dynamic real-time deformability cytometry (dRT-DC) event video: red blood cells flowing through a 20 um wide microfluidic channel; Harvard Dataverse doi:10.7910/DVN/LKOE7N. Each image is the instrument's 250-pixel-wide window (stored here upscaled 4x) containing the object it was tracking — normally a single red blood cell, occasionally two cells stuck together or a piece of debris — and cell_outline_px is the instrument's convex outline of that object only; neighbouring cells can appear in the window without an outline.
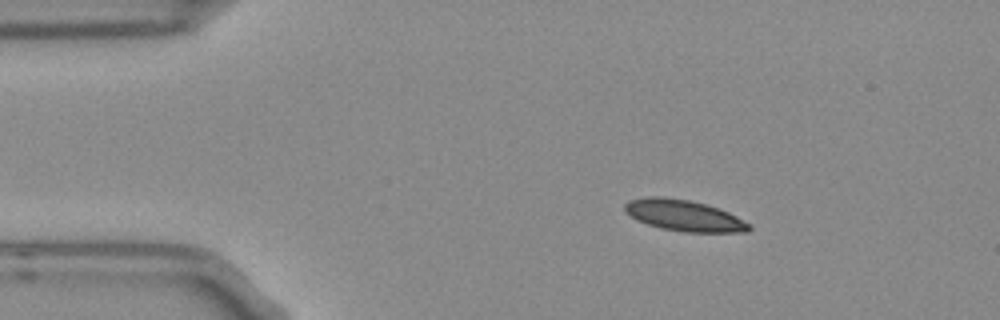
{"species": "Egyptian fruit bat (a non-hibernating species)", "species_latin": "Rousettus aegyptiacus", "temperature_condition": "room temperature", "stored_images_in_passage": 46, "camera_frame_rate_fps": 3000, "um_per_image_px": 0.085, "frame": {"image": 1, "passage_image": 1, "time_ms": 0.0, "image_size_px": [1000, 320], "cell_outline_px": [[752, 228], [748, 232], [684, 232], [660, 228], [636, 220], [624, 212], [624, 204], [628, 200], [648, 196], [660, 196], [688, 200], [704, 204], [728, 212], [736, 216], [748, 224]], "centroid_in_image_um": [58.07, 18.32], "position_along_channel_um": 26.9, "area_um2": 22.48}}
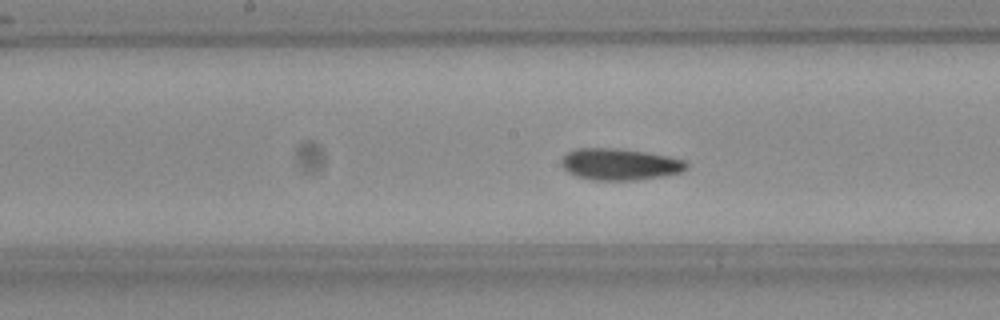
{"frame": {"image": 2, "passage_image": 19, "time_ms": 6.0, "image_size_px": [1000, 320], "cell_outline_px": [[688, 168], [680, 172], [660, 176], [636, 180], [592, 180], [576, 176], [568, 172], [560, 164], [560, 160], [568, 152], [576, 148], [620, 148], [668, 156], [684, 160], [688, 164]], "centroid_in_image_um": [52.65, 13.96], "position_along_channel_um": 195.6, "area_um2": 23.0}}
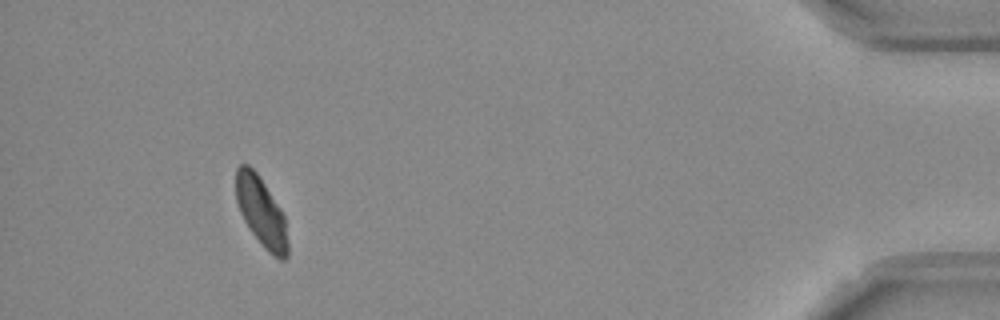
{"frame": {"image": 3, "passage_image": 42, "time_ms": 13.667, "image_size_px": [1000, 320], "cell_outline_px": [[288, 256], [284, 260], [280, 260], [268, 252], [264, 248], [252, 232], [244, 220], [240, 212], [236, 200], [236, 168], [240, 164], [248, 164], [256, 172], [280, 208], [284, 216], [288, 244]], "centroid_in_image_um": [22.2, 18.02], "position_along_channel_um": 413.0, "area_um2": 20.75}, "authors_computed_cell_mechanics": {"area_um2": 22.253, "velocity_mm_per_s": 3.7364, "shape_relaxation_time_tau1_ms": 8.4164, "shape_relaxation_time_tau2_ms": 2.1169, "deformation_change_tau1": 0.165, "deformation_change_tau2": 0.0513}}